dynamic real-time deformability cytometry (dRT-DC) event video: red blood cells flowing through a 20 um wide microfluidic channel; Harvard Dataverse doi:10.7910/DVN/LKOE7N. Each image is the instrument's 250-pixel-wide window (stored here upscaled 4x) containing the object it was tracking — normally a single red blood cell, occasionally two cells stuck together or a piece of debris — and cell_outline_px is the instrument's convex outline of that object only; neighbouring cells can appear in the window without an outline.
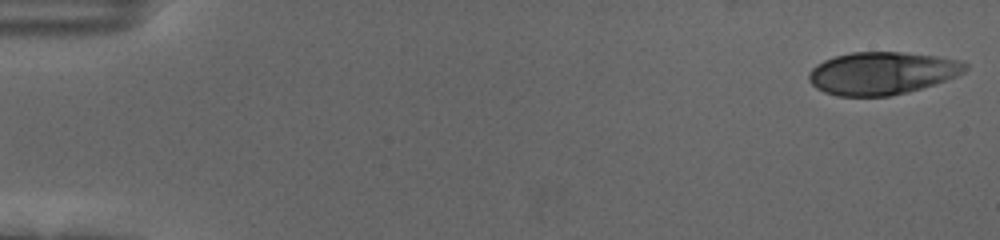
{"species": "human", "species_latin": "Homo sapiens", "temperature_condition": "cold", "stored_images_in_passage": 56, "camera_frame_rate_fps": 3000, "um_per_image_px": 0.085, "donor": {"sex": "female"}, "frame": {"image": 1, "passage_image": 1, "time_ms": 0.0, "image_size_px": [1000, 240], "cell_outline_px": [[968, 68], [964, 72], [956, 76], [908, 92], [888, 96], [836, 96], [824, 92], [816, 88], [808, 80], [808, 72], [816, 64], [824, 60], [836, 56], [852, 52], [904, 52], [936, 56], [960, 60], [968, 64]], "centroid_in_image_um": [74.94, 6.21], "position_along_channel_um": 10.1, "area_um2": 38.84}}
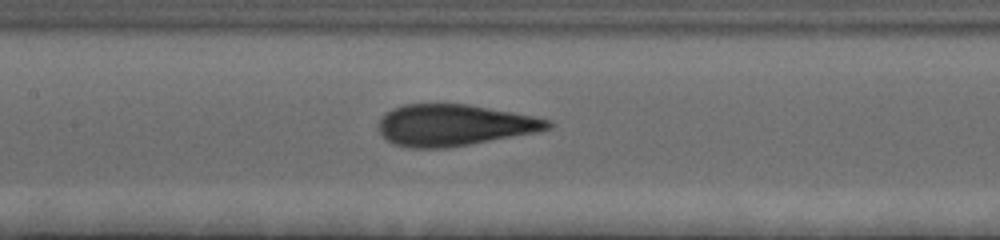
{"frame": {"image": 2, "passage_image": 27, "time_ms": 8.667, "image_size_px": [1000, 240], "cell_outline_px": [[556, 124], [552, 128], [536, 132], [448, 148], [408, 148], [392, 144], [384, 140], [380, 132], [380, 120], [392, 108], [404, 104], [468, 104], [512, 112], [552, 120]], "centroid_in_image_um": [38.61, 10.64], "position_along_channel_um": 168.8, "area_um2": 40.92}}
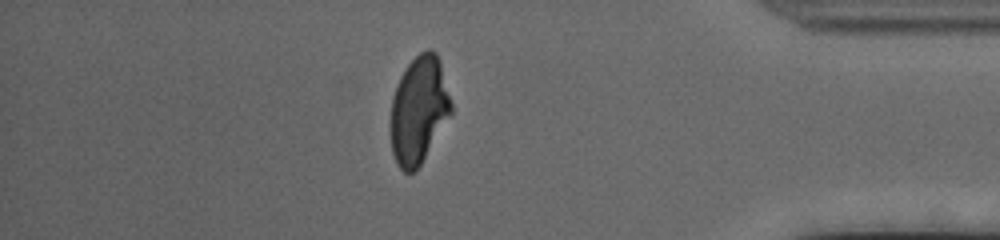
{"frame": {"image": 3, "passage_image": 49, "time_ms": 16.0, "image_size_px": [1000, 240], "cell_outline_px": [[452, 112], [416, 172], [404, 172], [396, 164], [392, 152], [392, 96], [400, 76], [408, 64], [420, 52], [428, 48], [432, 48], [436, 52], [440, 60], [452, 104]], "centroid_in_image_um": [35.61, 9.33], "position_along_channel_um": 399.6, "area_um2": 37.63}, "authors_computed_cell_mechanics": {"area_um2": 40.4311, "velocity_mm_per_s": 3.5597, "shape_relaxation_time_tau1_ms": 4.2471, "shape_relaxation_time_tau2_ms": 0.826, "deformation_change_tau1": 0.1891, "deformation_change_tau2": 0.0663}}